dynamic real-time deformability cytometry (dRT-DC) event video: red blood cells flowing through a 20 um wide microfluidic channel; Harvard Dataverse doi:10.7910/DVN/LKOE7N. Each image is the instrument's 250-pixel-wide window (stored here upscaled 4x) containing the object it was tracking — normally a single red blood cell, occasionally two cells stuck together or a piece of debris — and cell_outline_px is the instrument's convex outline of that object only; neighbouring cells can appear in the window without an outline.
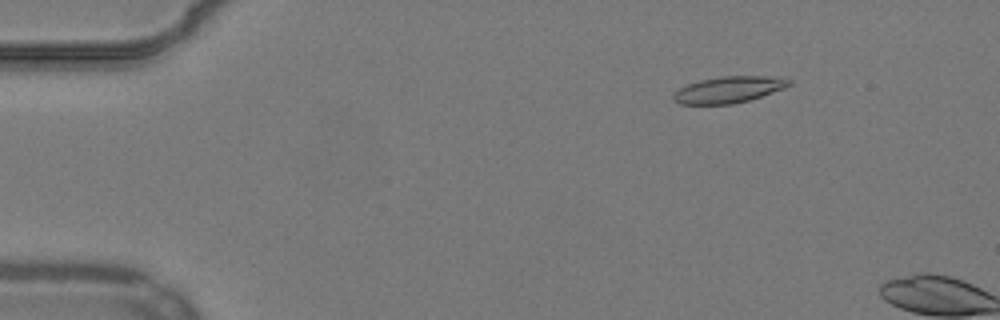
{"species": "common noctule bat (a hibernating species)", "species_latin": "Nyctalus noctula", "temperature_condition": "warm", "stored_images_in_passage": 11, "camera_frame_rate_fps": 3000, "um_per_image_px": 0.085, "animal": {"sex": "male", "body_mass_g": 19.2, "forearm_length_mm": 51.8}, "frame": {"image": 1, "passage_image": 8, "time_ms": 2.333, "image_size_px": [1000, 320], "cell_outline_px": [[792, 84], [784, 88], [748, 100], [732, 104], [680, 104], [672, 100], [672, 96], [680, 88], [688, 84], [700, 80], [720, 76], [784, 76], [792, 80]], "centroid_in_image_um": [61.98, 7.6], "position_along_channel_um": 23.0, "area_um2": 17.86}}